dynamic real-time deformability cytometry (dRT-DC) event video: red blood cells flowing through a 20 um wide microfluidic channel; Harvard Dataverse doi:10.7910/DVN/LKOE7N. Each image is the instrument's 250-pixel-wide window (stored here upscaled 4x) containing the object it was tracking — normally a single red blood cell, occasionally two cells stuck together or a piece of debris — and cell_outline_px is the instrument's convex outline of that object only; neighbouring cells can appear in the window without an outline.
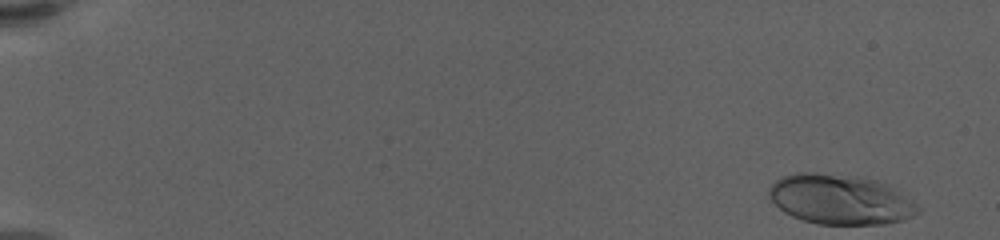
{"species": "human", "species_latin": "Homo sapiens", "temperature_condition": "warm", "stored_images_in_passage": 60, "camera_frame_rate_fps": 3000, "um_per_image_px": 0.085, "donor": {"sex": "female"}, "frame": {"image": 1, "passage_image": 1, "time_ms": 0.0, "image_size_px": [1000, 240], "cell_outline_px": [[920, 212], [904, 220], [884, 224], [816, 224], [792, 216], [784, 212], [768, 196], [768, 188], [780, 176], [796, 172], [816, 172], [860, 176], [876, 180], [888, 184], [912, 200], [920, 208]], "centroid_in_image_um": [71.42, 16.93], "position_along_channel_um": 13.6, "area_um2": 43.7}}
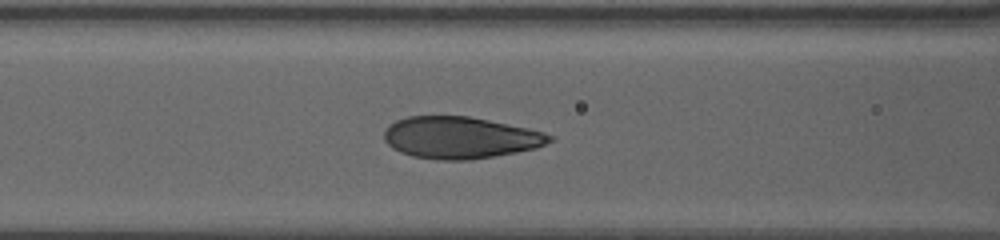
{"frame": {"image": 2, "passage_image": 26, "time_ms": 8.333, "image_size_px": [1000, 240], "cell_outline_px": [[556, 136], [552, 140], [536, 148], [516, 152], [468, 160], [436, 160], [412, 156], [400, 152], [392, 148], [384, 140], [384, 132], [388, 124], [396, 120], [408, 116], [468, 116], [528, 128], [544, 132]], "centroid_in_image_um": [39.09, 11.7], "position_along_channel_um": 127.5, "area_um2": 40.34}}
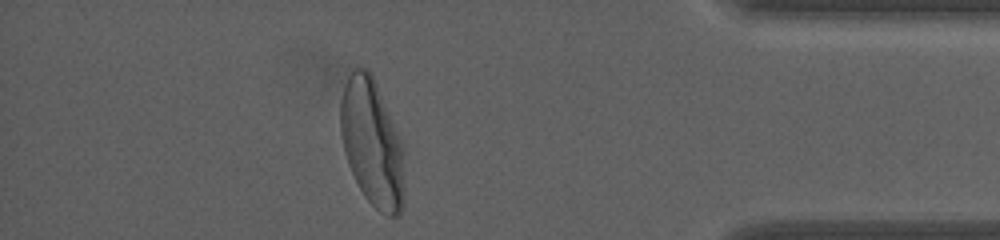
{"frame": {"image": 3, "passage_image": 53, "time_ms": 17.333, "image_size_px": [1000, 240], "cell_outline_px": [[404, 200], [400, 212], [396, 216], [388, 216], [380, 212], [364, 196], [348, 164], [344, 152], [340, 132], [340, 100], [344, 84], [352, 68], [356, 64], [368, 68], [376, 84], [404, 144]], "centroid_in_image_um": [31.63, 12.12], "position_along_channel_um": 403.6, "area_um2": 47.92}, "authors_computed_cell_mechanics": {"area_um2": 41.0958, "velocity_mm_per_s": 3.4062, "shape_relaxation_time_tau1_ms": 3.6602, "shape_relaxation_time_tau2_ms": null, "deformation_change_tau1": 0.2006, "deformation_change_tau2": null}}